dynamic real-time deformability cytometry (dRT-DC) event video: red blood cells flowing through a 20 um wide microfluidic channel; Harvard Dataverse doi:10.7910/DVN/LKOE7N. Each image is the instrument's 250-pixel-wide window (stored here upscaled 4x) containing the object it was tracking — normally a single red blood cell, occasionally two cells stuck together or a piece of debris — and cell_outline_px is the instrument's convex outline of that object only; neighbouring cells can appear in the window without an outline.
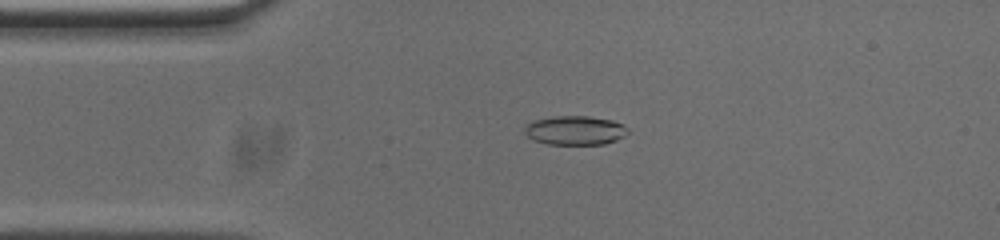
{"species": "common noctule bat (a hibernating species)", "species_latin": "Nyctalus noctula", "temperature_condition": "cold", "stored_images_in_passage": 53, "camera_frame_rate_fps": 3000, "um_per_image_px": 0.085, "animal": {"sex": "male", "body_mass_g": 20.0, "forearm_length_mm": 53.3}, "frame": {"image": 1, "passage_image": 11, "time_ms": 3.333, "image_size_px": [1000, 240], "cell_outline_px": [[628, 132], [624, 136], [616, 140], [604, 144], [548, 144], [536, 140], [528, 136], [524, 132], [524, 128], [528, 124], [536, 120], [556, 116], [588, 116], [612, 120], [624, 124], [628, 128]], "centroid_in_image_um": [48.93, 11.08], "position_along_channel_um": 36.1, "area_um2": 17.34}}
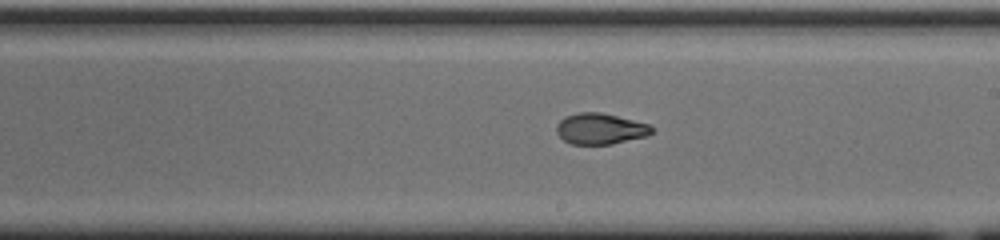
{"frame": {"image": 2, "passage_image": 29, "time_ms": 9.333, "image_size_px": [1000, 240], "cell_outline_px": [[652, 132], [648, 136], [612, 144], [572, 144], [564, 140], [556, 132], [556, 124], [564, 116], [580, 112], [600, 112], [648, 124], [652, 128]], "centroid_in_image_um": [50.99, 10.95], "position_along_channel_um": 238.0, "area_um2": 17.11}}
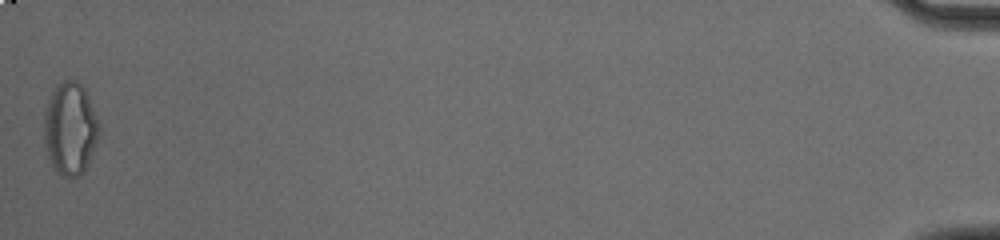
{"frame": {"image": 3, "passage_image": 53, "time_ms": 17.333, "image_size_px": [1000, 240], "cell_outline_px": [[100, 132], [88, 164], [80, 176], [64, 176], [56, 172], [52, 168], [44, 148], [44, 112], [48, 100], [56, 84], [64, 80], [76, 80], [84, 88], [88, 96], [100, 124]], "centroid_in_image_um": [5.95, 10.94], "position_along_channel_um": 429.3, "area_um2": 30.0}, "authors_computed_cell_mechanics": {"area_um2": 17.9758, "velocity_mm_per_s": 3.7501, "shape_relaxation_time_tau1_ms": null, "shape_relaxation_time_tau2_ms": 1.3153, "deformation_change_tau1": null, "deformation_change_tau2": 0.0648}}